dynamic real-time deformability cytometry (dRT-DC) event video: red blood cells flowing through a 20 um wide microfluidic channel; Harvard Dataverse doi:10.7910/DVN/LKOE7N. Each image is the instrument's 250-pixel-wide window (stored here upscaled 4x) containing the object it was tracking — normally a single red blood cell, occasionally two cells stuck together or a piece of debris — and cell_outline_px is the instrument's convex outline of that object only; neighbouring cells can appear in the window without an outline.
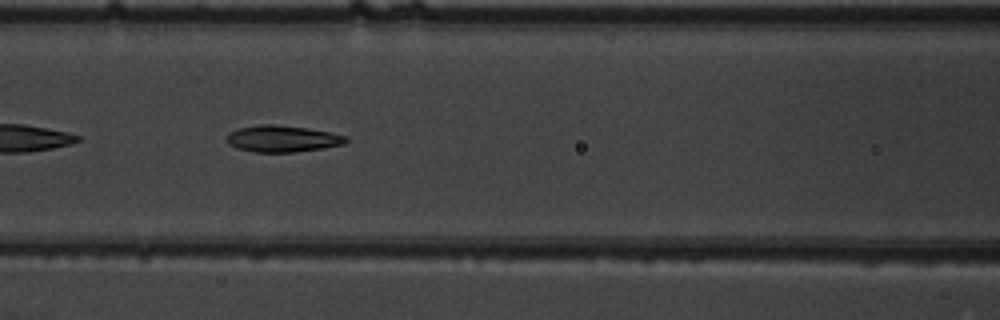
{"species": "common noctule bat (a hibernating species)", "species_latin": "Nyctalus noctula", "temperature_condition": "warm", "stored_images_in_passage": 53, "camera_frame_rate_fps": 3000, "um_per_image_px": 0.085, "animal": {"sex": "male", "body_mass_g": 19.5, "forearm_length_mm": 54.6}, "frame": {"image": 1, "passage_image": 24, "time_ms": 7.667, "image_size_px": [1000, 320], "cell_outline_px": [[348, 140], [344, 144], [324, 148], [296, 152], [252, 152], [236, 148], [228, 144], [228, 132], [236, 128], [260, 124], [272, 124], [308, 128], [348, 136]], "centroid_in_image_um": [23.99, 11.79], "position_along_channel_um": 142.6, "area_um2": 18.61}}
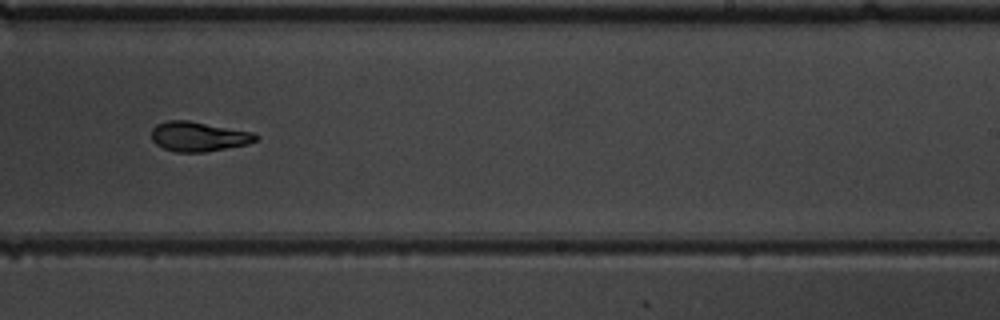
{"frame": {"image": 2, "passage_image": 34, "time_ms": 11.0, "image_size_px": [1000, 320], "cell_outline_px": [[260, 136], [256, 140], [248, 144], [204, 152], [176, 152], [164, 148], [156, 144], [152, 140], [152, 128], [156, 124], [168, 120], [188, 120], [252, 132]], "centroid_in_image_um": [16.86, 11.6], "position_along_channel_um": 272.1, "area_um2": 17.98}}
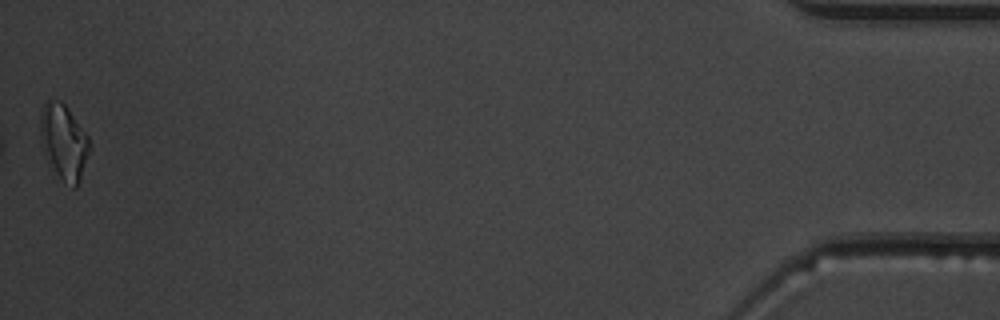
{"frame": {"image": 3, "passage_image": 53, "time_ms": 17.333, "image_size_px": [1000, 320], "cell_outline_px": [[92, 148], [80, 180], [76, 188], [72, 188], [48, 164], [40, 144], [40, 112], [44, 104], [48, 100], [60, 100], [68, 108], [88, 136], [92, 144]], "centroid_in_image_um": [5.43, 12.06], "position_along_channel_um": 429.8, "area_um2": 21.96}, "authors_computed_cell_mechanics": {"area_um2": 18.5538, "velocity_mm_per_s": 3.9, "shape_relaxation_time_tau1_ms": 5.5928, "shape_relaxation_time_tau2_ms": 2.2994, "deformation_change_tau1": 0.1879, "deformation_change_tau2": 0.0865}}